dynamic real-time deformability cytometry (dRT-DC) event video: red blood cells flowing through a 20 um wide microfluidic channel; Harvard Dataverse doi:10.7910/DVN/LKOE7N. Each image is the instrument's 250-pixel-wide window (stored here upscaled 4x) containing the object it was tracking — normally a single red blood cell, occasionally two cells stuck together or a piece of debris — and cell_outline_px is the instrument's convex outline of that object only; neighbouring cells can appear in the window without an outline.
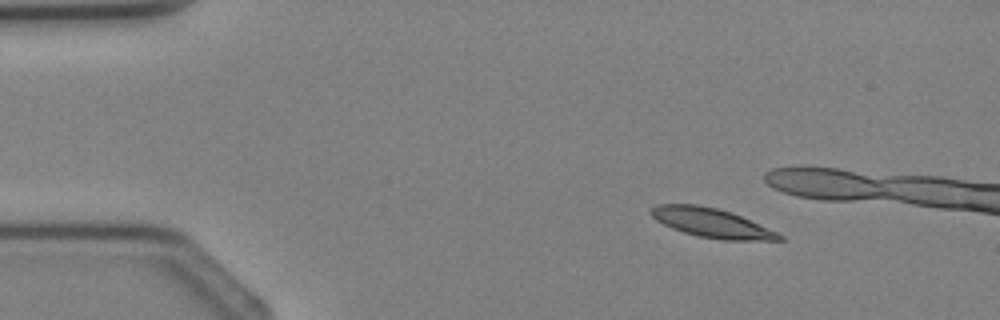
{"species": "Egyptian fruit bat (a non-hibernating species)", "species_latin": "Rousettus aegyptiacus", "temperature_condition": "cold", "stored_images_in_passage": 3, "camera_frame_rate_fps": 3000, "um_per_image_px": 0.085, "animal": {"sex": "female"}, "frame": {"image": 1, "passage_image": 1, "time_ms": 0.0, "image_size_px": [1000, 320], "cell_outline_px": [[784, 240], [720, 240], [696, 236], [672, 228], [656, 220], [648, 212], [656, 204], [696, 204], [716, 208], [732, 212], [776, 232], [784, 236]], "centroid_in_image_um": [60.46, 18.94], "position_along_channel_um": 24.5, "area_um2": 21.73}}